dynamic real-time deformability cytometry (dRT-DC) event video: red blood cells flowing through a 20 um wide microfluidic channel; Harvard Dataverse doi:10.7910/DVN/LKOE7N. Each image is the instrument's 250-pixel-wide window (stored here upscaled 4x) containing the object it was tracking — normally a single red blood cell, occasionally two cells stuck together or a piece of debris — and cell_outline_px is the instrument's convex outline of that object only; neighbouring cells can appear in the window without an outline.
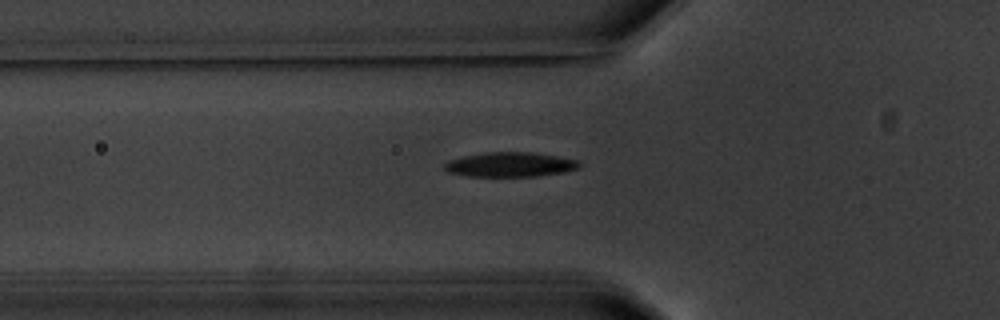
{"species": "common noctule bat (a hibernating species)", "species_latin": "Nyctalus noctula", "temperature_condition": "warm", "stored_images_in_passage": 7, "camera_frame_rate_fps": 3000, "um_per_image_px": 0.085, "animal": {"sex": "male", "body_mass_g": 20.1, "forearm_length_mm": 53.5}, "frame": {"image": 1, "passage_image": 7, "time_ms": 7.0, "image_size_px": [1000, 320], "cell_outline_px": [[580, 168], [564, 172], [536, 176], [468, 176], [448, 172], [444, 168], [444, 164], [448, 160], [464, 156], [484, 152], [528, 152], [556, 156], [580, 160]], "centroid_in_image_um": [43.37, 13.98], "position_along_channel_um": 82.4, "area_um2": 19.31}}